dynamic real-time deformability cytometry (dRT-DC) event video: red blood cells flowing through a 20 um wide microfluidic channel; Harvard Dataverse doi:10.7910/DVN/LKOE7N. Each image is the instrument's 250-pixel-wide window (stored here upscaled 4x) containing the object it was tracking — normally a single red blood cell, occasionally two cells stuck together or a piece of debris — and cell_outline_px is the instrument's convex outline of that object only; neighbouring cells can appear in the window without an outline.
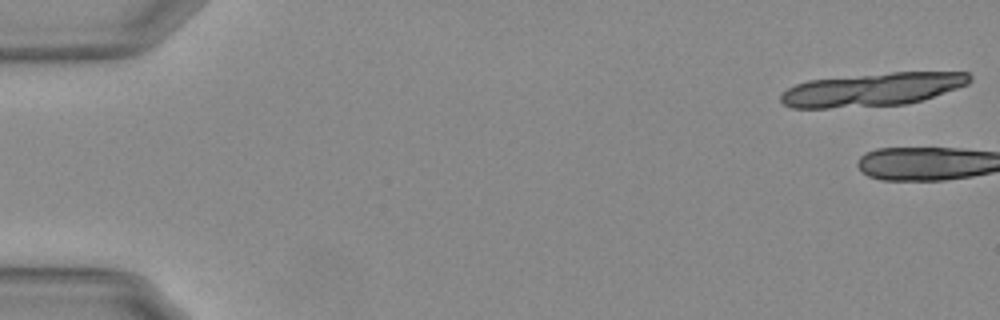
{"species": "Egyptian fruit bat (a non-hibernating species)", "species_latin": "Rousettus aegyptiacus", "temperature_condition": "warm", "stored_images_in_passage": 3, "camera_frame_rate_fps": 3000, "um_per_image_px": 0.085, "animal": {"sex": "female"}, "frame": {"image": 1, "passage_image": 1, "time_ms": 0.0, "image_size_px": [1000, 320], "cell_outline_px": [[972, 80], [968, 84], [908, 104], [828, 108], [792, 108], [784, 104], [780, 100], [780, 96], [788, 88], [796, 84], [808, 80], [892, 72], [968, 72], [972, 76]], "centroid_in_image_um": [74.14, 7.6], "position_along_channel_um": 10.9, "area_um2": 36.36}}